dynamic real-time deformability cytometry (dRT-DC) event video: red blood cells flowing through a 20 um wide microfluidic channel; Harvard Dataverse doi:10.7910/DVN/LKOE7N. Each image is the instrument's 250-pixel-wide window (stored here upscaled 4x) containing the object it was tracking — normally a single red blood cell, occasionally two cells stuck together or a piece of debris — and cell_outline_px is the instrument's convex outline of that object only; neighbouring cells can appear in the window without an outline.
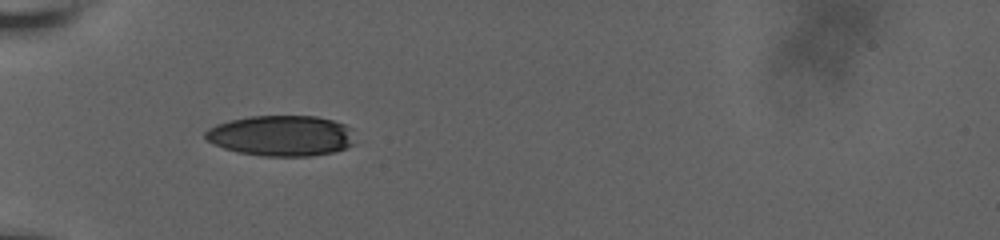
{"species": "human", "species_latin": "Homo sapiens", "temperature_condition": "room temperature", "stored_images_in_passage": 39, "camera_frame_rate_fps": 3000, "um_per_image_px": 0.085, "donor": {"sex": "male"}, "frame": {"image": 1, "passage_image": 1, "time_ms": 0.0, "image_size_px": [1000, 240], "cell_outline_px": [[352, 144], [344, 148], [332, 152], [312, 156], [260, 156], [240, 152], [224, 148], [208, 140], [204, 136], [204, 132], [208, 128], [216, 124], [228, 120], [248, 116], [316, 116], [332, 120], [344, 124], [352, 128]], "centroid_in_image_um": [23.89, 11.52], "position_along_channel_um": 61.1, "area_um2": 35.37}}
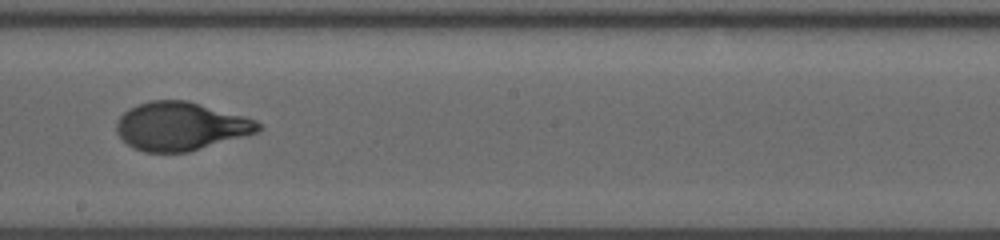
{"frame": {"image": 2, "passage_image": 16, "time_ms": 5.0, "image_size_px": [1000, 240], "cell_outline_px": [[264, 128], [256, 132], [244, 136], [188, 152], [144, 152], [132, 148], [116, 132], [116, 124], [120, 116], [128, 108], [148, 100], [188, 100], [244, 116], [256, 120], [264, 124]], "centroid_in_image_um": [15.36, 10.72], "position_along_channel_um": 232.8, "area_um2": 40.06}}
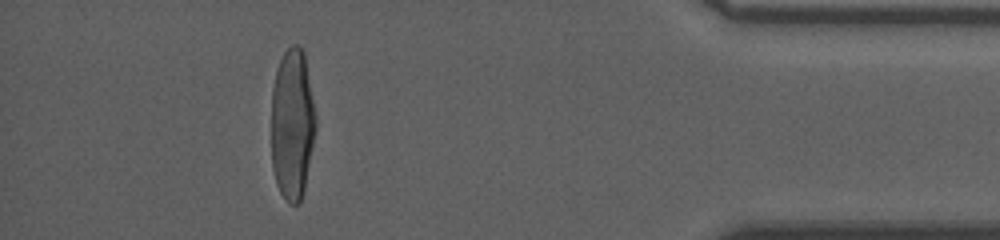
{"frame": {"image": 3, "passage_image": 34, "time_ms": 11.0, "image_size_px": [1000, 240], "cell_outline_px": [[316, 132], [304, 192], [300, 204], [288, 204], [284, 200], [276, 184], [272, 168], [272, 88], [276, 72], [280, 60], [284, 52], [292, 44], [296, 44], [304, 52], [316, 112]], "centroid_in_image_um": [24.86, 10.61], "position_along_channel_um": 410.3, "area_um2": 39.71}, "authors_computed_cell_mechanics": {"area_um2": 40.171, "velocity_mm_per_s": 3.6622, "shape_relaxation_time_tau1_ms": 5.2588, "shape_relaxation_time_tau2_ms": null, "deformation_change_tau1": 0.225, "deformation_change_tau2": null}}